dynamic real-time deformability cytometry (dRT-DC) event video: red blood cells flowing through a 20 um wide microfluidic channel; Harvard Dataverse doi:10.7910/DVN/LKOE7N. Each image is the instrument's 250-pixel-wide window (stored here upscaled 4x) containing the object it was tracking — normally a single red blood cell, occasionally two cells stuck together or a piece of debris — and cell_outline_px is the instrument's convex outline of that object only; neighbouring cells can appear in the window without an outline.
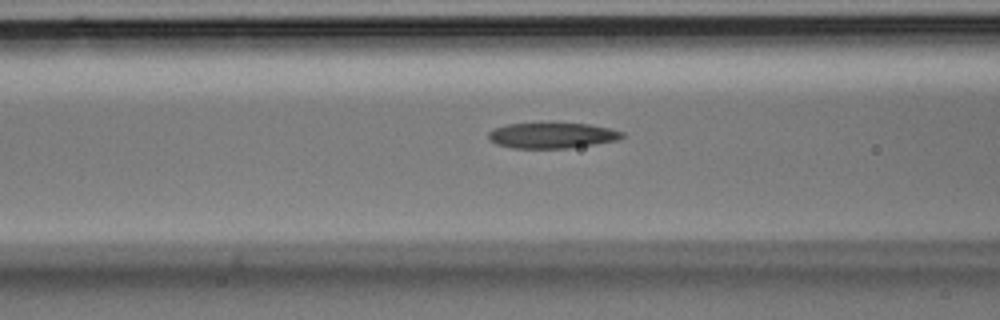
{"species": "Egyptian fruit bat (a non-hibernating species)", "species_latin": "Rousettus aegyptiacus", "temperature_condition": "room temperature", "stored_images_in_passage": 36, "camera_frame_rate_fps": 3000, "um_per_image_px": 0.085, "animal": {"sex": "male"}, "frame": {"image": 1, "passage_image": 14, "time_ms": 4.333, "image_size_px": [1000, 320], "cell_outline_px": [[624, 136], [616, 140], [568, 148], [512, 148], [496, 144], [488, 140], [488, 132], [496, 128], [508, 124], [588, 124], [608, 128], [624, 132]], "centroid_in_image_um": [46.88, 11.52], "position_along_channel_um": 119.7, "area_um2": 19.54}}
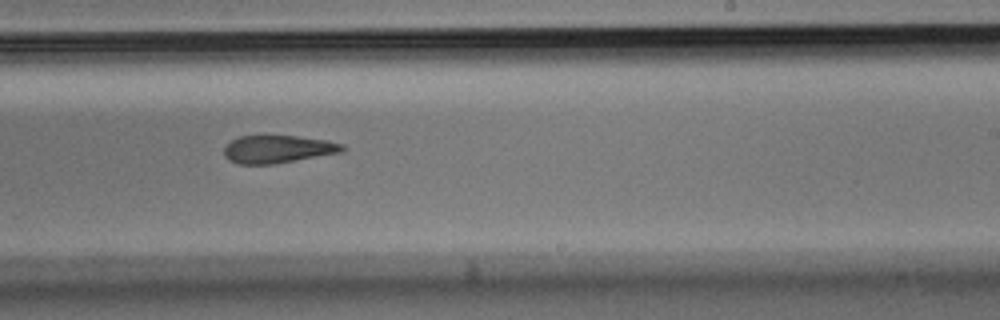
{"frame": {"image": 2, "passage_image": 22, "time_ms": 7.0, "image_size_px": [1000, 320], "cell_outline_px": [[344, 152], [272, 164], [240, 164], [228, 160], [224, 156], [224, 148], [232, 140], [240, 136], [264, 132], [328, 140], [344, 144]], "centroid_in_image_um": [23.6, 12.63], "position_along_channel_um": 265.4, "area_um2": 19.88}}
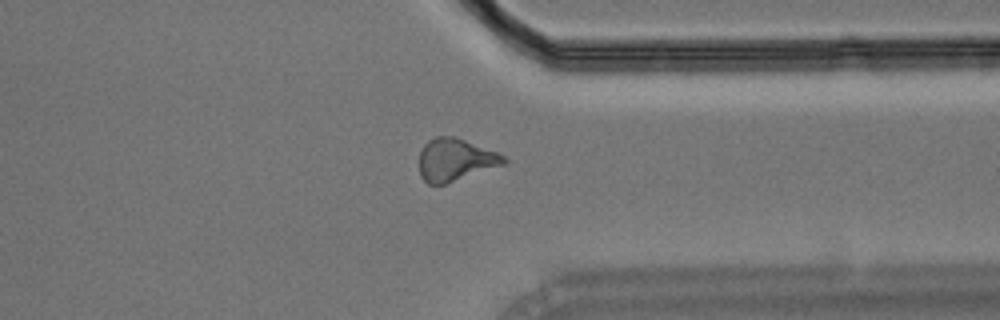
{"frame": {"image": 3, "passage_image": 28, "time_ms": 9.0, "image_size_px": [1000, 320], "cell_outline_px": [[508, 160], [504, 164], [444, 184], [428, 184], [420, 176], [420, 152], [424, 144], [428, 140], [436, 136], [456, 136], [496, 152], [504, 156]], "centroid_in_image_um": [38.67, 13.56], "position_along_channel_um": 372.7, "area_um2": 20.69}}